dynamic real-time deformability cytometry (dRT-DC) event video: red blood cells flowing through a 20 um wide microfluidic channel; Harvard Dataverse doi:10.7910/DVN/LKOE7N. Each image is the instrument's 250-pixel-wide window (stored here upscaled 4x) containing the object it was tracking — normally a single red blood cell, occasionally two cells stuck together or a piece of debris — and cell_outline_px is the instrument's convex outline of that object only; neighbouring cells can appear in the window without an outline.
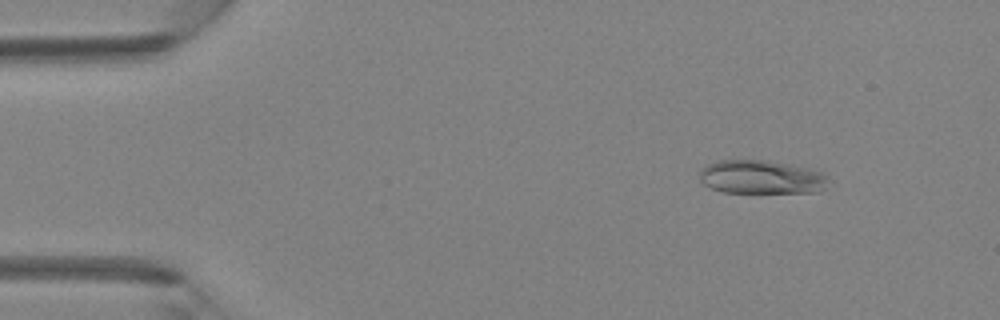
{"species": "Egyptian fruit bat (a non-hibernating species)", "species_latin": "Rousettus aegyptiacus", "temperature_condition": "room temperature", "stored_images_in_passage": 43, "camera_frame_rate_fps": 3000, "um_per_image_px": 0.085, "animal": {"sex": "female"}, "frame": {"image": 1, "passage_image": 5, "time_ms": 1.333, "image_size_px": [1000, 320], "cell_outline_px": [[824, 188], [816, 192], [724, 192], [712, 188], [704, 184], [700, 180], [700, 172], [708, 164], [720, 160], [764, 160], [788, 164], [808, 168], [824, 172]], "centroid_in_image_um": [64.67, 15.05], "position_along_channel_um": 20.3, "area_um2": 24.74}}
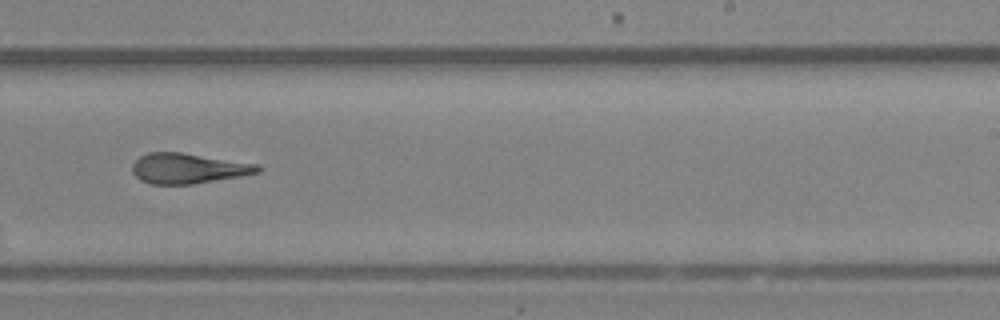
{"frame": {"image": 2, "passage_image": 27, "time_ms": 8.667, "image_size_px": [1000, 320], "cell_outline_px": [[264, 168], [260, 172], [240, 176], [192, 184], [152, 184], [140, 180], [132, 172], [132, 164], [140, 156], [148, 152], [180, 152], [260, 164]], "centroid_in_image_um": [16.01, 14.3], "position_along_channel_um": 273.0, "area_um2": 22.2}}
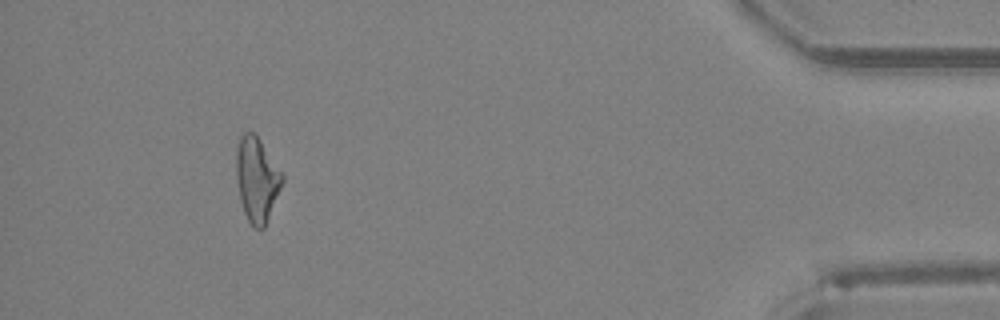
{"frame": {"image": 3, "passage_image": 40, "time_ms": 13.0, "image_size_px": [1000, 320], "cell_outline_px": [[284, 180], [264, 228], [256, 228], [248, 220], [244, 212], [240, 200], [236, 176], [236, 152], [240, 136], [244, 132], [252, 132], [260, 140], [284, 176]], "centroid_in_image_um": [21.82, 15.24], "position_along_channel_um": 413.4, "area_um2": 22.31}}